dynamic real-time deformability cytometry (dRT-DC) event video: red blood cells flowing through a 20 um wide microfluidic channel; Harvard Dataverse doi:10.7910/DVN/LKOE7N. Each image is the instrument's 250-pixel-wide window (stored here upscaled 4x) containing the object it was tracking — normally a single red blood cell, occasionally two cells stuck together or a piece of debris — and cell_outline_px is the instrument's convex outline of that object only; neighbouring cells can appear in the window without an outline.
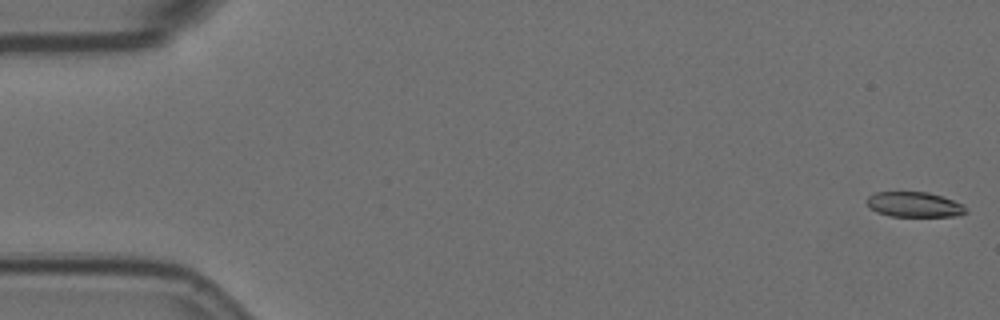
{"species": "Egyptian fruit bat (a non-hibernating species)", "species_latin": "Rousettus aegyptiacus", "temperature_condition": "room temperature", "stored_images_in_passage": 6, "camera_frame_rate_fps": 3000, "um_per_image_px": 0.085, "animal": {"sex": "female"}, "frame": {"image": 1, "passage_image": 1, "time_ms": 0.0, "image_size_px": [1000, 320], "cell_outline_px": [[968, 212], [952, 216], [888, 216], [876, 212], [868, 208], [864, 200], [868, 196], [876, 192], [928, 192], [964, 204]], "centroid_in_image_um": [77.64, 17.38], "position_along_channel_um": 7.4, "area_um2": 14.62}}